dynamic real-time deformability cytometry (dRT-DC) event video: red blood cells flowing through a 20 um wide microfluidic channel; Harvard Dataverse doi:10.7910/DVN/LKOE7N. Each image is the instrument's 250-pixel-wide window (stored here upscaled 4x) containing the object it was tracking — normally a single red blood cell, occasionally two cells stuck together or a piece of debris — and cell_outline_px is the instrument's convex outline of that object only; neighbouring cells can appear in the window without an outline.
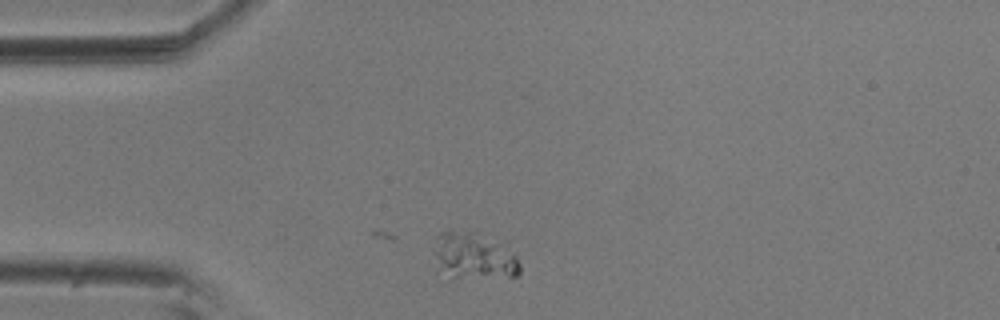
{"species": "common noctule bat (a hibernating species)", "species_latin": "Nyctalus noctula", "temperature_condition": "room temperature", "stored_images_in_passage": 11, "camera_frame_rate_fps": 3000, "um_per_image_px": 0.085, "animal": {"sex": "male", "body_mass_g": 20.5, "forearm_length_mm": 52.5}, "frame": {"image": 1, "passage_image": 1, "time_ms": 0.0, "image_size_px": [1000, 320], "cell_outline_px": [[520, 272], [516, 276], [452, 280], [432, 252], [432, 248], [436, 236], [440, 232], [476, 232], [508, 240], [516, 252], [520, 264]], "centroid_in_image_um": [40.41, 21.74], "position_along_channel_um": 44.6, "area_um2": 24.57}}
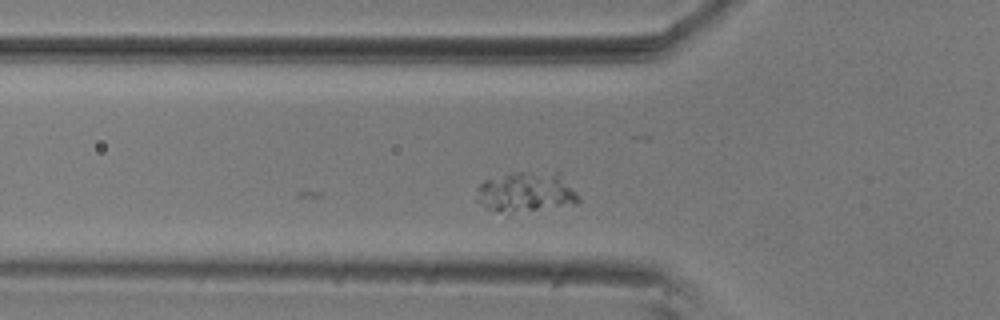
{"frame": {"image": 2, "passage_image": 6, "time_ms": 1.667, "image_size_px": [1000, 320], "cell_outline_px": [[580, 200], [576, 204], [508, 216], [496, 212], [488, 208], [476, 200], [480, 184], [484, 180], [512, 172], [556, 168], [560, 172], [576, 192]], "centroid_in_image_um": [44.77, 16.32], "position_along_channel_um": 81.0, "area_um2": 25.32}}
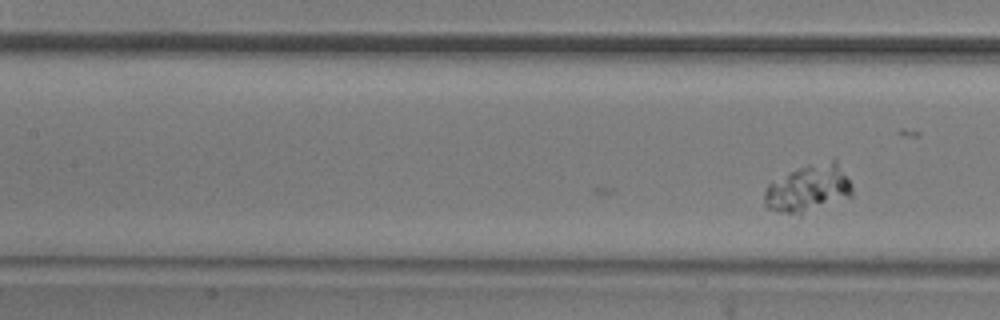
{"frame": {"image": 3, "passage_image": 11, "time_ms": 3.333, "image_size_px": [1000, 320], "cell_outline_px": [[852, 196], [800, 216], [764, 208], [764, 192], [768, 184], [808, 164], [832, 156], [836, 156], [852, 184]], "centroid_in_image_um": [68.77, 15.99], "position_along_channel_um": 138.6, "area_um2": 24.91}}